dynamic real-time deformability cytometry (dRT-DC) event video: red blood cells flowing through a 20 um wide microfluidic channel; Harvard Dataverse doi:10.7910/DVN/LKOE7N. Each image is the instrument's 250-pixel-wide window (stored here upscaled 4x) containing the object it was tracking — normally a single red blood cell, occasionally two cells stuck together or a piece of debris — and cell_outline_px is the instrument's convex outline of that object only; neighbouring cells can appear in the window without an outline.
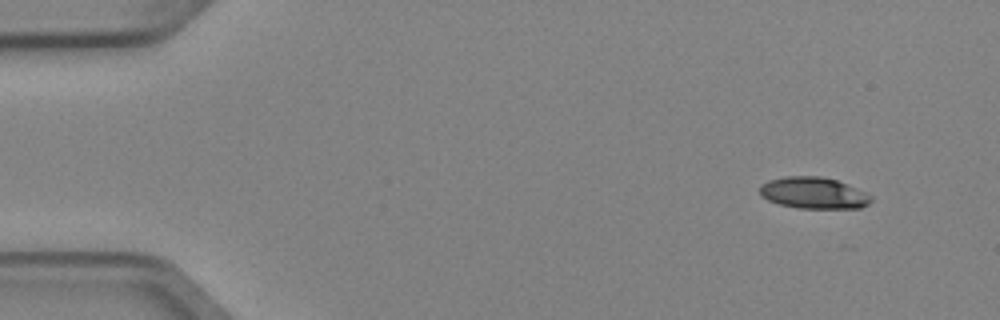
{"species": "Egyptian fruit bat (a non-hibernating species)", "species_latin": "Rousettus aegyptiacus", "temperature_condition": "cold", "stored_images_in_passage": 4, "camera_frame_rate_fps": 3000, "um_per_image_px": 0.085, "animal": {"sex": "female"}, "frame": {"image": 1, "passage_image": 1, "time_ms": 0.0, "image_size_px": [1000, 320], "cell_outline_px": [[872, 200], [868, 204], [860, 208], [796, 208], [780, 204], [768, 200], [760, 196], [760, 184], [768, 180], [784, 176], [820, 176], [836, 180], [848, 184], [872, 196]], "centroid_in_image_um": [69.13, 16.4], "position_along_channel_um": 15.9, "area_um2": 20.52}}
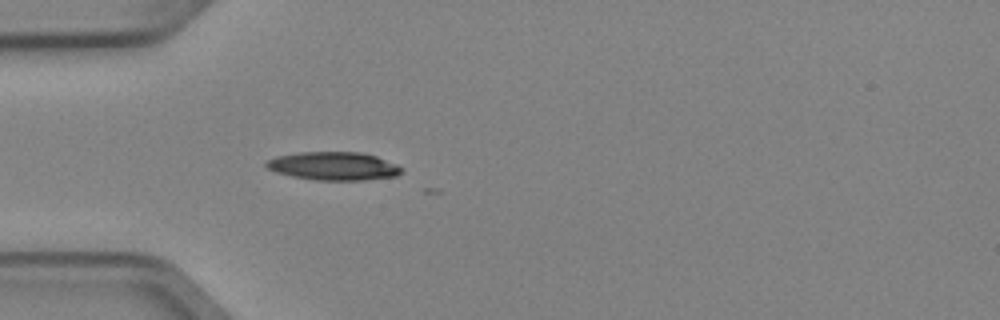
{"frame": {"image": 2, "passage_image": 4, "time_ms": 1.0, "image_size_px": [1000, 320], "cell_outline_px": [[404, 172], [396, 176], [364, 180], [316, 180], [292, 176], [276, 172], [268, 168], [264, 164], [268, 160], [276, 156], [300, 152], [360, 152], [376, 156], [396, 164], [404, 168]], "centroid_in_image_um": [28.38, 14.11], "position_along_channel_um": 56.6, "area_um2": 22.31}}